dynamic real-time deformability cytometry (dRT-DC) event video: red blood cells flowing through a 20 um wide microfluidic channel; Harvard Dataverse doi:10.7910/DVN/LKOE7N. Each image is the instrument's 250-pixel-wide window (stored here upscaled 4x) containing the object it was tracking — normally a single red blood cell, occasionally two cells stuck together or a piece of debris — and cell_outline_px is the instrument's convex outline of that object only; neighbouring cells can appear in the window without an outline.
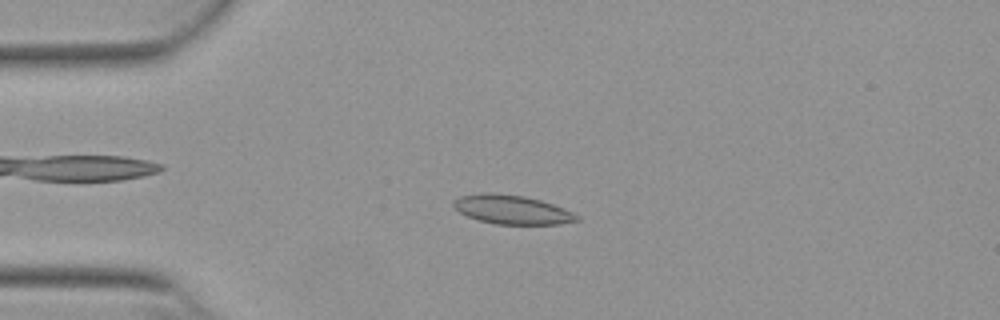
{"species": "Egyptian fruit bat (a non-hibernating species)", "species_latin": "Rousettus aegyptiacus", "temperature_condition": "warm", "stored_images_in_passage": 45, "camera_frame_rate_fps": 3000, "um_per_image_px": 0.085, "animal": {"sex": "female"}, "frame": {"image": 1, "passage_image": 12, "time_ms": 3.667, "image_size_px": [1000, 320], "cell_outline_px": [[580, 220], [560, 224], [496, 224], [480, 220], [468, 216], [452, 208], [452, 200], [460, 196], [480, 192], [492, 192], [524, 196], [540, 200], [564, 208], [580, 216]], "centroid_in_image_um": [43.49, 17.8], "position_along_channel_um": 41.5, "area_um2": 20.98}}
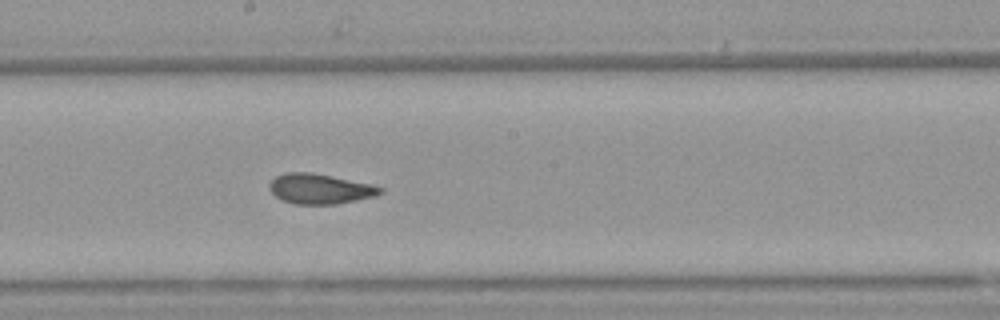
{"frame": {"image": 2, "passage_image": 28, "time_ms": 9.0, "image_size_px": [1000, 320], "cell_outline_px": [[384, 192], [376, 196], [336, 204], [292, 204], [280, 200], [268, 188], [268, 184], [276, 176], [284, 172], [312, 172], [372, 184], [384, 188]], "centroid_in_image_um": [27.19, 16.05], "position_along_channel_um": 221.0, "area_um2": 19.65}}
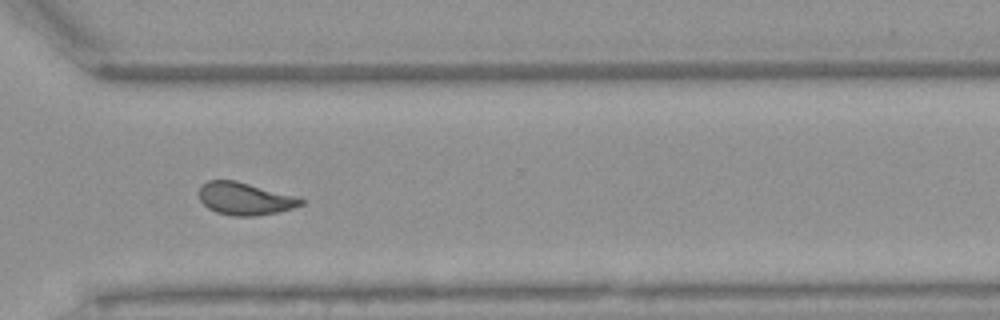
{"frame": {"image": 3, "passage_image": 38, "time_ms": 12.333, "image_size_px": [1000, 320], "cell_outline_px": [[304, 204], [280, 212], [256, 216], [232, 216], [216, 212], [208, 208], [200, 200], [200, 188], [208, 180], [236, 180], [292, 196], [304, 200]], "centroid_in_image_um": [20.79, 16.9], "position_along_channel_um": 349.8, "area_um2": 19.02}, "authors_computed_cell_mechanics": {"area_um2": 19.941, "velocity_mm_per_s": 3.8621, "shape_relaxation_time_tau1_ms": 8.3782, "shape_relaxation_time_tau2_ms": 1.3649, "deformation_change_tau1": 0.2165, "deformation_change_tau2": 0.0881}}